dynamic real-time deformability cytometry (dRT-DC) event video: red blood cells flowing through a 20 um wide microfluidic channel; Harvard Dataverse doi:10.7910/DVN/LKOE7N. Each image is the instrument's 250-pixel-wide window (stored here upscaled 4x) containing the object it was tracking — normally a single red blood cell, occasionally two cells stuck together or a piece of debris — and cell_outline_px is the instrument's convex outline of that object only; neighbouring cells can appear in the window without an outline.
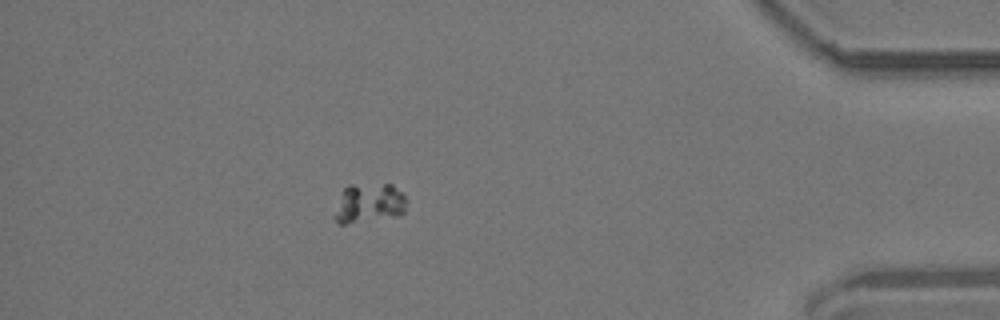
{"species": "common noctule bat (a hibernating species)", "species_latin": "Nyctalus noctula", "temperature_condition": "room temperature", "stored_images_in_passage": 47, "camera_frame_rate_fps": 3000, "um_per_image_px": 0.085, "animal": {"sex": "male", "body_mass_g": 19.2, "forearm_length_mm": 51.8}, "frame": {"image": 1, "passage_image": 41, "time_ms": 13.333, "image_size_px": [1000, 320], "cell_outline_px": [[408, 200], [404, 212], [396, 216], [344, 224], [340, 224], [332, 216], [344, 188], [348, 184], [392, 184]], "centroid_in_image_um": [31.36, 17.26], "position_along_channel_um": 403.8, "area_um2": 16.59}}